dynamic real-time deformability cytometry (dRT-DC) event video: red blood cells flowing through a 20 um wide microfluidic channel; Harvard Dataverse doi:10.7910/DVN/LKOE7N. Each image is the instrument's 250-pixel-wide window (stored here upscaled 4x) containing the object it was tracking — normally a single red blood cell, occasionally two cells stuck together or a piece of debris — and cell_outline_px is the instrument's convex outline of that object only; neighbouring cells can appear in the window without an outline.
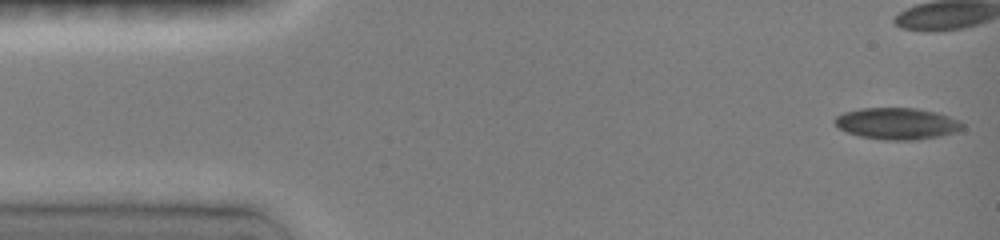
{"species": "common noctule bat (a hibernating species)", "species_latin": "Nyctalus noctula", "temperature_condition": "room temperature", "stored_images_in_passage": 39, "camera_frame_rate_fps": 3000, "um_per_image_px": 0.085, "animal": {"sex": "female", "body_mass_g": 19.0, "forearm_length_mm": 51.5}, "frame": {"image": 1, "passage_image": 1, "time_ms": 0.0, "image_size_px": [1000, 240], "cell_outline_px": [[964, 128], [956, 132], [940, 136], [916, 140], [884, 140], [860, 136], [848, 132], [840, 128], [832, 120], [836, 116], [844, 112], [860, 108], [916, 108], [936, 112], [960, 120], [964, 124]], "centroid_in_image_um": [76.27, 10.5], "position_along_channel_um": 8.7, "area_um2": 23.58}}